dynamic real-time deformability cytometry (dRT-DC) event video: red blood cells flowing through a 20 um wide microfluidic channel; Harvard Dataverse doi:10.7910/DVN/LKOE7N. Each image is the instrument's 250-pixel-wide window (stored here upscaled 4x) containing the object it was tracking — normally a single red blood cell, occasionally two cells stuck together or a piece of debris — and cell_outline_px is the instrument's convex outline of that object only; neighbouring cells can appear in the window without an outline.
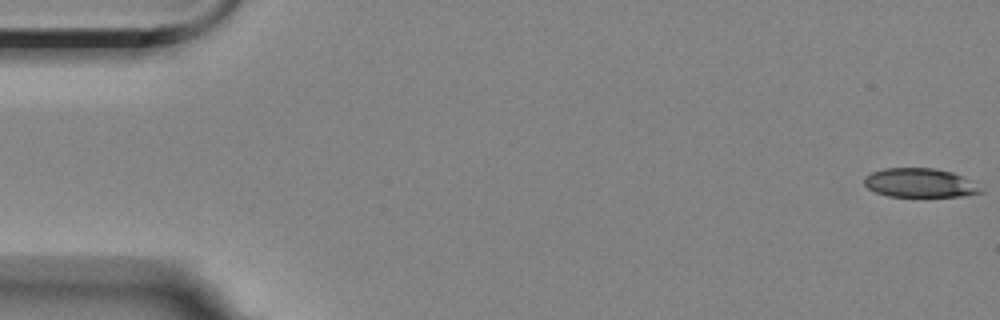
{"species": "Egyptian fruit bat (a non-hibernating species)", "species_latin": "Rousettus aegyptiacus", "temperature_condition": "room temperature", "stored_images_in_passage": 4, "camera_frame_rate_fps": 3000, "um_per_image_px": 0.085, "animal": {"sex": "female"}, "frame": {"image": 1, "passage_image": 1, "time_ms": 0.0, "image_size_px": [1000, 320], "cell_outline_px": [[984, 192], [964, 196], [888, 196], [876, 192], [868, 188], [864, 184], [864, 176], [872, 172], [884, 168], [936, 168], [952, 172], [984, 188]], "centroid_in_image_um": [78.18, 15.54], "position_along_channel_um": 6.8, "area_um2": 19.65}}
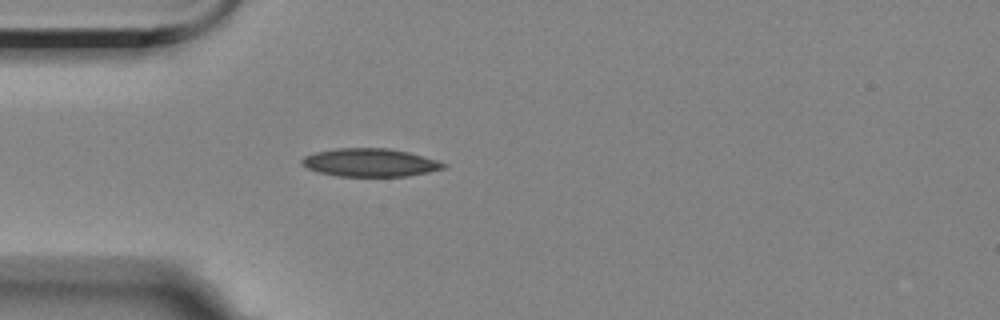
{"frame": {"image": 2, "passage_image": 4, "time_ms": 5.0, "image_size_px": [1000, 320], "cell_outline_px": [[448, 168], [408, 176], [340, 176], [320, 172], [308, 168], [300, 164], [300, 160], [304, 156], [316, 152], [336, 148], [388, 148], [408, 152], [436, 160], [448, 164]], "centroid_in_image_um": [31.47, 13.81], "position_along_channel_um": 53.5, "area_um2": 23.18}}